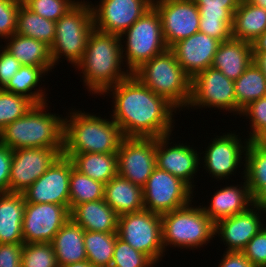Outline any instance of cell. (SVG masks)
<instances>
[{
    "label": "cell",
    "instance_id": "1",
    "mask_svg": "<svg viewBox=\"0 0 266 267\" xmlns=\"http://www.w3.org/2000/svg\"><path fill=\"white\" fill-rule=\"evenodd\" d=\"M108 94L113 105L108 117L118 124L124 137L158 138L173 134L177 121L174 117L179 111L133 74L101 96L104 99Z\"/></svg>",
    "mask_w": 266,
    "mask_h": 267
},
{
    "label": "cell",
    "instance_id": "2",
    "mask_svg": "<svg viewBox=\"0 0 266 267\" xmlns=\"http://www.w3.org/2000/svg\"><path fill=\"white\" fill-rule=\"evenodd\" d=\"M121 45L119 35L95 28L90 32L83 58L75 66V72L80 71L84 90L87 89L91 96L94 94L101 97L108 88L131 75L125 68Z\"/></svg>",
    "mask_w": 266,
    "mask_h": 267
},
{
    "label": "cell",
    "instance_id": "3",
    "mask_svg": "<svg viewBox=\"0 0 266 267\" xmlns=\"http://www.w3.org/2000/svg\"><path fill=\"white\" fill-rule=\"evenodd\" d=\"M71 108L64 116L63 153H117L125 138L110 117Z\"/></svg>",
    "mask_w": 266,
    "mask_h": 267
},
{
    "label": "cell",
    "instance_id": "4",
    "mask_svg": "<svg viewBox=\"0 0 266 267\" xmlns=\"http://www.w3.org/2000/svg\"><path fill=\"white\" fill-rule=\"evenodd\" d=\"M48 105L35 104L23 117L8 124L0 131V142L12 150L64 147L65 117L49 112Z\"/></svg>",
    "mask_w": 266,
    "mask_h": 267
},
{
    "label": "cell",
    "instance_id": "5",
    "mask_svg": "<svg viewBox=\"0 0 266 267\" xmlns=\"http://www.w3.org/2000/svg\"><path fill=\"white\" fill-rule=\"evenodd\" d=\"M132 74L179 112L186 110L191 98L192 79L177 62L170 48L143 63Z\"/></svg>",
    "mask_w": 266,
    "mask_h": 267
},
{
    "label": "cell",
    "instance_id": "6",
    "mask_svg": "<svg viewBox=\"0 0 266 267\" xmlns=\"http://www.w3.org/2000/svg\"><path fill=\"white\" fill-rule=\"evenodd\" d=\"M192 203L193 201L161 215L162 243L165 252L169 247L190 251L200 250L215 239V224L204 213L201 205L196 206L195 202L193 205Z\"/></svg>",
    "mask_w": 266,
    "mask_h": 267
},
{
    "label": "cell",
    "instance_id": "7",
    "mask_svg": "<svg viewBox=\"0 0 266 267\" xmlns=\"http://www.w3.org/2000/svg\"><path fill=\"white\" fill-rule=\"evenodd\" d=\"M93 28L89 0H80L55 22V39L50 47L54 68L63 59L75 68L83 58L87 39Z\"/></svg>",
    "mask_w": 266,
    "mask_h": 267
},
{
    "label": "cell",
    "instance_id": "8",
    "mask_svg": "<svg viewBox=\"0 0 266 267\" xmlns=\"http://www.w3.org/2000/svg\"><path fill=\"white\" fill-rule=\"evenodd\" d=\"M120 39L123 62L131 74L143 63L168 49L162 33L161 18L154 7L124 31Z\"/></svg>",
    "mask_w": 266,
    "mask_h": 267
},
{
    "label": "cell",
    "instance_id": "9",
    "mask_svg": "<svg viewBox=\"0 0 266 267\" xmlns=\"http://www.w3.org/2000/svg\"><path fill=\"white\" fill-rule=\"evenodd\" d=\"M230 132L219 136L217 134L216 137L214 135L207 147L205 145L204 149H206L200 153V156L203 155L202 158L200 157L202 171L205 169V173L218 182L225 180L228 183L226 179L231 180L232 175H236V171L240 168L243 170L238 172L242 174L241 179L245 177V154L250 141L247 137L242 138L243 135L239 136V133Z\"/></svg>",
    "mask_w": 266,
    "mask_h": 267
},
{
    "label": "cell",
    "instance_id": "10",
    "mask_svg": "<svg viewBox=\"0 0 266 267\" xmlns=\"http://www.w3.org/2000/svg\"><path fill=\"white\" fill-rule=\"evenodd\" d=\"M117 235L156 264L165 256L160 214L143 209L118 216Z\"/></svg>",
    "mask_w": 266,
    "mask_h": 267
},
{
    "label": "cell",
    "instance_id": "11",
    "mask_svg": "<svg viewBox=\"0 0 266 267\" xmlns=\"http://www.w3.org/2000/svg\"><path fill=\"white\" fill-rule=\"evenodd\" d=\"M202 108H217L219 112L224 110L226 114L237 115L234 81L213 67L203 70L191 80V98L186 110Z\"/></svg>",
    "mask_w": 266,
    "mask_h": 267
},
{
    "label": "cell",
    "instance_id": "12",
    "mask_svg": "<svg viewBox=\"0 0 266 267\" xmlns=\"http://www.w3.org/2000/svg\"><path fill=\"white\" fill-rule=\"evenodd\" d=\"M193 193L184 181L156 167L143 187L144 209L162 215L189 204Z\"/></svg>",
    "mask_w": 266,
    "mask_h": 267
},
{
    "label": "cell",
    "instance_id": "13",
    "mask_svg": "<svg viewBox=\"0 0 266 267\" xmlns=\"http://www.w3.org/2000/svg\"><path fill=\"white\" fill-rule=\"evenodd\" d=\"M118 175L143 188L157 167L156 138L125 137L117 151Z\"/></svg>",
    "mask_w": 266,
    "mask_h": 267
},
{
    "label": "cell",
    "instance_id": "14",
    "mask_svg": "<svg viewBox=\"0 0 266 267\" xmlns=\"http://www.w3.org/2000/svg\"><path fill=\"white\" fill-rule=\"evenodd\" d=\"M172 135L156 138L157 167L181 179L194 191L196 188L194 177L197 178L196 175L202 168L199 166L202 156L196 146L187 145L183 141L174 144Z\"/></svg>",
    "mask_w": 266,
    "mask_h": 267
},
{
    "label": "cell",
    "instance_id": "15",
    "mask_svg": "<svg viewBox=\"0 0 266 267\" xmlns=\"http://www.w3.org/2000/svg\"><path fill=\"white\" fill-rule=\"evenodd\" d=\"M90 5L94 28L120 36L153 7V0H100Z\"/></svg>",
    "mask_w": 266,
    "mask_h": 267
},
{
    "label": "cell",
    "instance_id": "16",
    "mask_svg": "<svg viewBox=\"0 0 266 267\" xmlns=\"http://www.w3.org/2000/svg\"><path fill=\"white\" fill-rule=\"evenodd\" d=\"M64 147L12 150L9 192L22 193L63 153Z\"/></svg>",
    "mask_w": 266,
    "mask_h": 267
},
{
    "label": "cell",
    "instance_id": "17",
    "mask_svg": "<svg viewBox=\"0 0 266 267\" xmlns=\"http://www.w3.org/2000/svg\"><path fill=\"white\" fill-rule=\"evenodd\" d=\"M153 7L160 15L168 48L199 32L200 13L193 0H153Z\"/></svg>",
    "mask_w": 266,
    "mask_h": 267
},
{
    "label": "cell",
    "instance_id": "18",
    "mask_svg": "<svg viewBox=\"0 0 266 267\" xmlns=\"http://www.w3.org/2000/svg\"><path fill=\"white\" fill-rule=\"evenodd\" d=\"M71 159L61 154L47 171L22 192L26 203H52L64 205L70 210L69 184Z\"/></svg>",
    "mask_w": 266,
    "mask_h": 267
},
{
    "label": "cell",
    "instance_id": "19",
    "mask_svg": "<svg viewBox=\"0 0 266 267\" xmlns=\"http://www.w3.org/2000/svg\"><path fill=\"white\" fill-rule=\"evenodd\" d=\"M70 210L59 204L25 203L22 222L24 243L51 242L69 220Z\"/></svg>",
    "mask_w": 266,
    "mask_h": 267
},
{
    "label": "cell",
    "instance_id": "20",
    "mask_svg": "<svg viewBox=\"0 0 266 267\" xmlns=\"http://www.w3.org/2000/svg\"><path fill=\"white\" fill-rule=\"evenodd\" d=\"M264 214L266 216V210L251 206L244 213L221 219L215 223L214 236L223 242L225 251L241 252L266 225Z\"/></svg>",
    "mask_w": 266,
    "mask_h": 267
},
{
    "label": "cell",
    "instance_id": "21",
    "mask_svg": "<svg viewBox=\"0 0 266 267\" xmlns=\"http://www.w3.org/2000/svg\"><path fill=\"white\" fill-rule=\"evenodd\" d=\"M220 43L216 38L197 32L180 40L170 49L185 73L193 79L198 73L211 67Z\"/></svg>",
    "mask_w": 266,
    "mask_h": 267
},
{
    "label": "cell",
    "instance_id": "22",
    "mask_svg": "<svg viewBox=\"0 0 266 267\" xmlns=\"http://www.w3.org/2000/svg\"><path fill=\"white\" fill-rule=\"evenodd\" d=\"M241 0H193L200 13L199 32L220 42L232 38L233 14Z\"/></svg>",
    "mask_w": 266,
    "mask_h": 267
},
{
    "label": "cell",
    "instance_id": "23",
    "mask_svg": "<svg viewBox=\"0 0 266 267\" xmlns=\"http://www.w3.org/2000/svg\"><path fill=\"white\" fill-rule=\"evenodd\" d=\"M242 181L237 185L233 183V185L220 186L221 188L211 195L209 205L201 206L214 224L221 219L244 213L253 206L245 177Z\"/></svg>",
    "mask_w": 266,
    "mask_h": 267
},
{
    "label": "cell",
    "instance_id": "24",
    "mask_svg": "<svg viewBox=\"0 0 266 267\" xmlns=\"http://www.w3.org/2000/svg\"><path fill=\"white\" fill-rule=\"evenodd\" d=\"M69 214L70 219L85 231L117 232L118 215L104 199L78 204Z\"/></svg>",
    "mask_w": 266,
    "mask_h": 267
},
{
    "label": "cell",
    "instance_id": "25",
    "mask_svg": "<svg viewBox=\"0 0 266 267\" xmlns=\"http://www.w3.org/2000/svg\"><path fill=\"white\" fill-rule=\"evenodd\" d=\"M252 62L251 43L231 38L220 43L211 67L220 70L228 79L235 81Z\"/></svg>",
    "mask_w": 266,
    "mask_h": 267
},
{
    "label": "cell",
    "instance_id": "26",
    "mask_svg": "<svg viewBox=\"0 0 266 267\" xmlns=\"http://www.w3.org/2000/svg\"><path fill=\"white\" fill-rule=\"evenodd\" d=\"M25 203L22 193H0V243H24L22 222Z\"/></svg>",
    "mask_w": 266,
    "mask_h": 267
},
{
    "label": "cell",
    "instance_id": "27",
    "mask_svg": "<svg viewBox=\"0 0 266 267\" xmlns=\"http://www.w3.org/2000/svg\"><path fill=\"white\" fill-rule=\"evenodd\" d=\"M5 41L2 46L22 65L41 67L47 74L53 72L50 47L44 42L17 33Z\"/></svg>",
    "mask_w": 266,
    "mask_h": 267
},
{
    "label": "cell",
    "instance_id": "28",
    "mask_svg": "<svg viewBox=\"0 0 266 267\" xmlns=\"http://www.w3.org/2000/svg\"><path fill=\"white\" fill-rule=\"evenodd\" d=\"M104 201L118 216L144 209L143 188L117 175L104 185Z\"/></svg>",
    "mask_w": 266,
    "mask_h": 267
},
{
    "label": "cell",
    "instance_id": "29",
    "mask_svg": "<svg viewBox=\"0 0 266 267\" xmlns=\"http://www.w3.org/2000/svg\"><path fill=\"white\" fill-rule=\"evenodd\" d=\"M59 266L87 260L84 229L70 218L50 242Z\"/></svg>",
    "mask_w": 266,
    "mask_h": 267
},
{
    "label": "cell",
    "instance_id": "30",
    "mask_svg": "<svg viewBox=\"0 0 266 267\" xmlns=\"http://www.w3.org/2000/svg\"><path fill=\"white\" fill-rule=\"evenodd\" d=\"M266 31V9L241 0L233 14L232 38L253 42Z\"/></svg>",
    "mask_w": 266,
    "mask_h": 267
},
{
    "label": "cell",
    "instance_id": "31",
    "mask_svg": "<svg viewBox=\"0 0 266 267\" xmlns=\"http://www.w3.org/2000/svg\"><path fill=\"white\" fill-rule=\"evenodd\" d=\"M80 173L106 184L118 175L117 153H62Z\"/></svg>",
    "mask_w": 266,
    "mask_h": 267
},
{
    "label": "cell",
    "instance_id": "32",
    "mask_svg": "<svg viewBox=\"0 0 266 267\" xmlns=\"http://www.w3.org/2000/svg\"><path fill=\"white\" fill-rule=\"evenodd\" d=\"M46 75L41 67L22 65L3 90L25 96L35 104L49 102L46 93L48 88L39 85L41 81L44 82Z\"/></svg>",
    "mask_w": 266,
    "mask_h": 267
},
{
    "label": "cell",
    "instance_id": "33",
    "mask_svg": "<svg viewBox=\"0 0 266 267\" xmlns=\"http://www.w3.org/2000/svg\"><path fill=\"white\" fill-rule=\"evenodd\" d=\"M237 115L249 103L266 96V76L254 63L247 67L243 74L234 81Z\"/></svg>",
    "mask_w": 266,
    "mask_h": 267
},
{
    "label": "cell",
    "instance_id": "34",
    "mask_svg": "<svg viewBox=\"0 0 266 267\" xmlns=\"http://www.w3.org/2000/svg\"><path fill=\"white\" fill-rule=\"evenodd\" d=\"M16 33L44 42L51 47L55 39V22L31 11L22 2L17 16Z\"/></svg>",
    "mask_w": 266,
    "mask_h": 267
},
{
    "label": "cell",
    "instance_id": "35",
    "mask_svg": "<svg viewBox=\"0 0 266 267\" xmlns=\"http://www.w3.org/2000/svg\"><path fill=\"white\" fill-rule=\"evenodd\" d=\"M117 232H92L84 230V245L87 260L95 267H110Z\"/></svg>",
    "mask_w": 266,
    "mask_h": 267
},
{
    "label": "cell",
    "instance_id": "36",
    "mask_svg": "<svg viewBox=\"0 0 266 267\" xmlns=\"http://www.w3.org/2000/svg\"><path fill=\"white\" fill-rule=\"evenodd\" d=\"M245 179L251 196L266 185V141L249 142L245 154Z\"/></svg>",
    "mask_w": 266,
    "mask_h": 267
},
{
    "label": "cell",
    "instance_id": "37",
    "mask_svg": "<svg viewBox=\"0 0 266 267\" xmlns=\"http://www.w3.org/2000/svg\"><path fill=\"white\" fill-rule=\"evenodd\" d=\"M104 185L73 167L69 184L70 210L78 204L104 199Z\"/></svg>",
    "mask_w": 266,
    "mask_h": 267
},
{
    "label": "cell",
    "instance_id": "38",
    "mask_svg": "<svg viewBox=\"0 0 266 267\" xmlns=\"http://www.w3.org/2000/svg\"><path fill=\"white\" fill-rule=\"evenodd\" d=\"M35 103L29 98L0 89V131L23 117Z\"/></svg>",
    "mask_w": 266,
    "mask_h": 267
},
{
    "label": "cell",
    "instance_id": "39",
    "mask_svg": "<svg viewBox=\"0 0 266 267\" xmlns=\"http://www.w3.org/2000/svg\"><path fill=\"white\" fill-rule=\"evenodd\" d=\"M238 117L249 120L246 137L250 142L266 141V96L249 103Z\"/></svg>",
    "mask_w": 266,
    "mask_h": 267
},
{
    "label": "cell",
    "instance_id": "40",
    "mask_svg": "<svg viewBox=\"0 0 266 267\" xmlns=\"http://www.w3.org/2000/svg\"><path fill=\"white\" fill-rule=\"evenodd\" d=\"M21 267H59L51 243H24Z\"/></svg>",
    "mask_w": 266,
    "mask_h": 267
},
{
    "label": "cell",
    "instance_id": "41",
    "mask_svg": "<svg viewBox=\"0 0 266 267\" xmlns=\"http://www.w3.org/2000/svg\"><path fill=\"white\" fill-rule=\"evenodd\" d=\"M157 264L127 242L116 236L115 248L110 267H155Z\"/></svg>",
    "mask_w": 266,
    "mask_h": 267
},
{
    "label": "cell",
    "instance_id": "42",
    "mask_svg": "<svg viewBox=\"0 0 266 267\" xmlns=\"http://www.w3.org/2000/svg\"><path fill=\"white\" fill-rule=\"evenodd\" d=\"M80 0H23V3L38 15L56 22Z\"/></svg>",
    "mask_w": 266,
    "mask_h": 267
},
{
    "label": "cell",
    "instance_id": "43",
    "mask_svg": "<svg viewBox=\"0 0 266 267\" xmlns=\"http://www.w3.org/2000/svg\"><path fill=\"white\" fill-rule=\"evenodd\" d=\"M23 1L0 0V38L5 40L16 33L17 16Z\"/></svg>",
    "mask_w": 266,
    "mask_h": 267
},
{
    "label": "cell",
    "instance_id": "44",
    "mask_svg": "<svg viewBox=\"0 0 266 267\" xmlns=\"http://www.w3.org/2000/svg\"><path fill=\"white\" fill-rule=\"evenodd\" d=\"M254 267H266V225L241 251Z\"/></svg>",
    "mask_w": 266,
    "mask_h": 267
},
{
    "label": "cell",
    "instance_id": "45",
    "mask_svg": "<svg viewBox=\"0 0 266 267\" xmlns=\"http://www.w3.org/2000/svg\"><path fill=\"white\" fill-rule=\"evenodd\" d=\"M22 64L16 60L2 45L0 47V89L18 72Z\"/></svg>",
    "mask_w": 266,
    "mask_h": 267
},
{
    "label": "cell",
    "instance_id": "46",
    "mask_svg": "<svg viewBox=\"0 0 266 267\" xmlns=\"http://www.w3.org/2000/svg\"><path fill=\"white\" fill-rule=\"evenodd\" d=\"M24 243H0V267H21Z\"/></svg>",
    "mask_w": 266,
    "mask_h": 267
},
{
    "label": "cell",
    "instance_id": "47",
    "mask_svg": "<svg viewBox=\"0 0 266 267\" xmlns=\"http://www.w3.org/2000/svg\"><path fill=\"white\" fill-rule=\"evenodd\" d=\"M12 149L0 142V193L9 192Z\"/></svg>",
    "mask_w": 266,
    "mask_h": 267
},
{
    "label": "cell",
    "instance_id": "48",
    "mask_svg": "<svg viewBox=\"0 0 266 267\" xmlns=\"http://www.w3.org/2000/svg\"><path fill=\"white\" fill-rule=\"evenodd\" d=\"M223 256L216 267H254L242 252L223 251Z\"/></svg>",
    "mask_w": 266,
    "mask_h": 267
},
{
    "label": "cell",
    "instance_id": "49",
    "mask_svg": "<svg viewBox=\"0 0 266 267\" xmlns=\"http://www.w3.org/2000/svg\"><path fill=\"white\" fill-rule=\"evenodd\" d=\"M253 206L259 207L263 210H266V185L261 187L253 196H252Z\"/></svg>",
    "mask_w": 266,
    "mask_h": 267
},
{
    "label": "cell",
    "instance_id": "50",
    "mask_svg": "<svg viewBox=\"0 0 266 267\" xmlns=\"http://www.w3.org/2000/svg\"><path fill=\"white\" fill-rule=\"evenodd\" d=\"M252 52H266V31L251 42Z\"/></svg>",
    "mask_w": 266,
    "mask_h": 267
},
{
    "label": "cell",
    "instance_id": "51",
    "mask_svg": "<svg viewBox=\"0 0 266 267\" xmlns=\"http://www.w3.org/2000/svg\"><path fill=\"white\" fill-rule=\"evenodd\" d=\"M253 61L266 76V52H252Z\"/></svg>",
    "mask_w": 266,
    "mask_h": 267
},
{
    "label": "cell",
    "instance_id": "52",
    "mask_svg": "<svg viewBox=\"0 0 266 267\" xmlns=\"http://www.w3.org/2000/svg\"><path fill=\"white\" fill-rule=\"evenodd\" d=\"M59 267H95V266H93L88 260H86V261H81V262H76V263H70L64 266H59Z\"/></svg>",
    "mask_w": 266,
    "mask_h": 267
},
{
    "label": "cell",
    "instance_id": "53",
    "mask_svg": "<svg viewBox=\"0 0 266 267\" xmlns=\"http://www.w3.org/2000/svg\"><path fill=\"white\" fill-rule=\"evenodd\" d=\"M247 1L266 9V0H247Z\"/></svg>",
    "mask_w": 266,
    "mask_h": 267
}]
</instances>
